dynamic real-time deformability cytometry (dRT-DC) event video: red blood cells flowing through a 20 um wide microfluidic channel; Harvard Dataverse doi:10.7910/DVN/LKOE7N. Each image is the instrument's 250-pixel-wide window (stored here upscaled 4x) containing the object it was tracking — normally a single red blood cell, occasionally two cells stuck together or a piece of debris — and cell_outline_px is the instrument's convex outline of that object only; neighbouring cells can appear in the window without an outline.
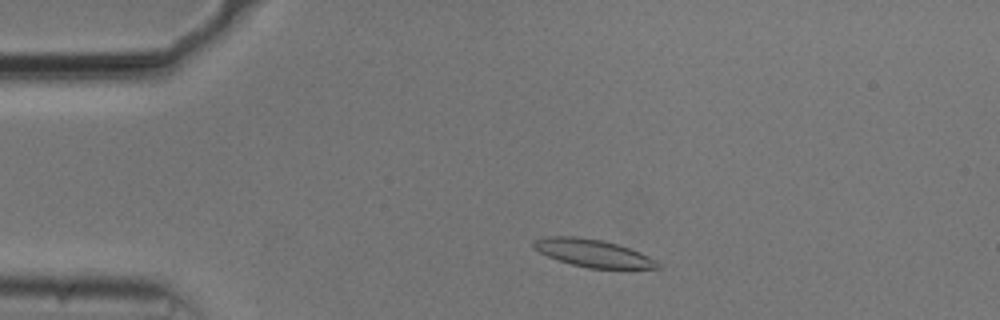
{"species": "common noctule bat (a hibernating species)", "species_latin": "Nyctalus noctula", "temperature_condition": "cold", "stored_images_in_passage": 49, "camera_frame_rate_fps": 3000, "um_per_image_px": 0.085, "animal": {"sex": "male", "body_mass_g": 20.5, "forearm_length_mm": 52.5}, "frame": {"image": 1, "passage_image": 6, "time_ms": 1.667, "image_size_px": [1000, 320], "cell_outline_px": [[664, 268], [588, 268], [572, 264], [548, 256], [532, 248], [532, 240], [544, 236], [576, 236], [604, 240], [640, 252], [656, 260]], "centroid_in_image_um": [50.37, 21.5], "position_along_channel_um": 34.6, "area_um2": 19.94}}
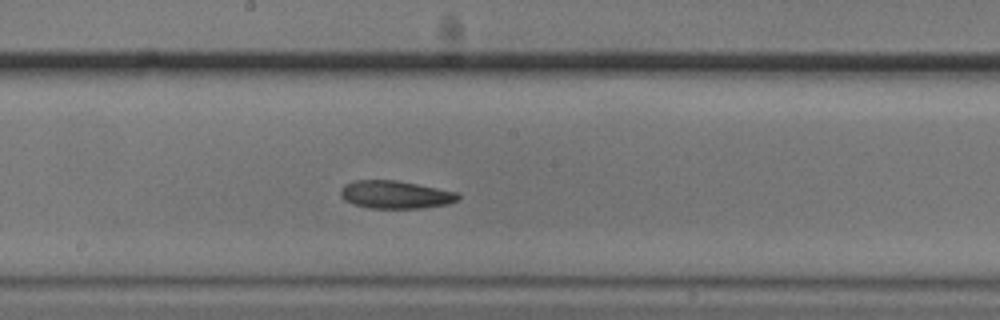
{"frame": {"image": 2, "passage_image": 24, "time_ms": 7.667, "image_size_px": [1000, 320], "cell_outline_px": [[460, 196], [456, 200], [448, 204], [424, 208], [368, 208], [352, 204], [344, 200], [340, 196], [340, 188], [344, 184], [352, 180], [396, 180], [456, 192]], "centroid_in_image_um": [33.53, 16.54], "position_along_channel_um": 214.7, "area_um2": 19.13}}
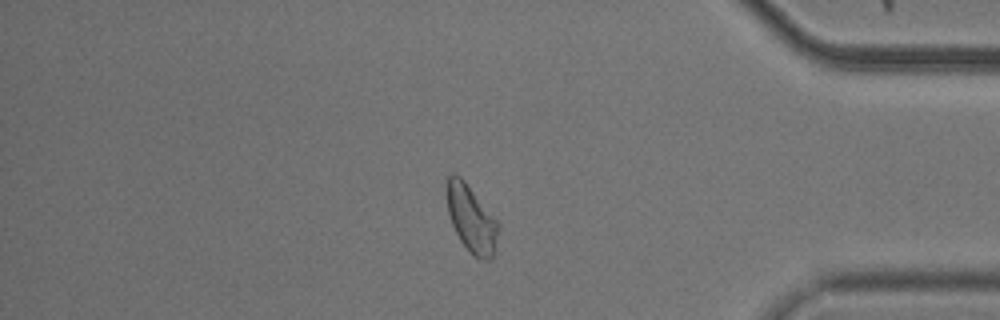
{"frame": {"image": 3, "passage_image": 41, "time_ms": 13.333, "image_size_px": [1000, 320], "cell_outline_px": [[496, 236], [492, 260], [480, 260], [472, 256], [468, 252], [460, 240], [452, 224], [448, 212], [444, 192], [444, 184], [448, 176], [452, 172], [460, 176], [464, 180], [496, 220]], "centroid_in_image_um": [39.97, 18.56], "position_along_channel_um": 395.2, "area_um2": 20.06}}